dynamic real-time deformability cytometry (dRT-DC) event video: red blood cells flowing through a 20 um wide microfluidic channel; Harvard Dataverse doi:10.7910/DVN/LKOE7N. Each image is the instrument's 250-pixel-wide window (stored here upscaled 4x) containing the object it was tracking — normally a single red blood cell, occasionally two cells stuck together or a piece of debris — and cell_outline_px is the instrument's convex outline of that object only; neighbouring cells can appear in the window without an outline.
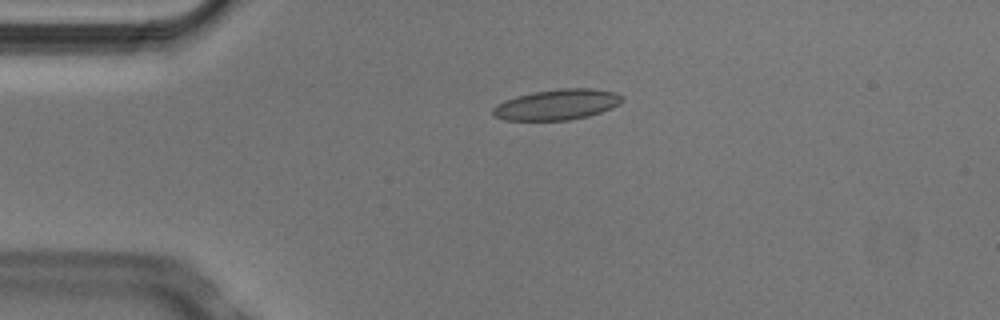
{"species": "Egyptian fruit bat (a non-hibernating species)", "species_latin": "Rousettus aegyptiacus", "temperature_condition": "cold", "stored_images_in_passage": 6, "camera_frame_rate_fps": 3000, "um_per_image_px": 0.085, "animal": {"sex": "male"}, "frame": {"image": 1, "passage_image": 4, "time_ms": 1.0, "image_size_px": [1000, 320], "cell_outline_px": [[624, 100], [620, 104], [612, 108], [588, 116], [568, 120], [504, 120], [496, 116], [492, 112], [492, 108], [496, 104], [504, 100], [516, 96], [532, 92], [560, 88], [592, 88], [612, 92], [624, 96]], "centroid_in_image_um": [47.35, 8.88], "position_along_channel_um": 37.7, "area_um2": 23.12}}